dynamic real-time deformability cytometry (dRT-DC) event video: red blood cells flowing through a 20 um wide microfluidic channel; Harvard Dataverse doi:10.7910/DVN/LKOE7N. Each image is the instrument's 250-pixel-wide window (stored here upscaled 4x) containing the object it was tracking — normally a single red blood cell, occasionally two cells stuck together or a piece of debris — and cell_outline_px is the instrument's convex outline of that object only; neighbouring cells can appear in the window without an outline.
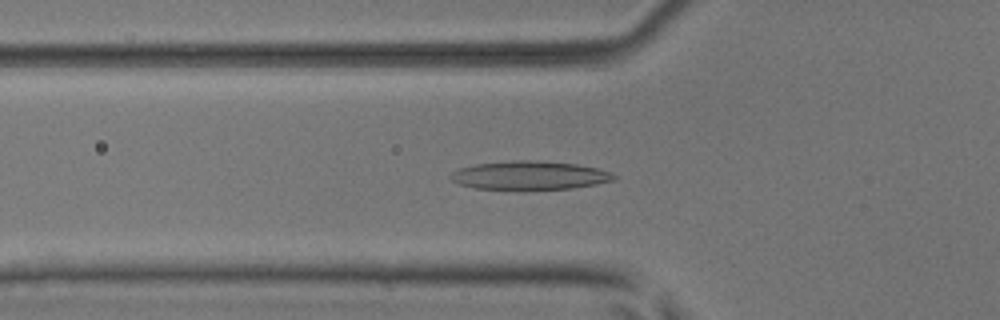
{"species": "common noctule bat (a hibernating species)", "species_latin": "Nyctalus noctula", "temperature_condition": "room temperature", "stored_images_in_passage": 50, "camera_frame_rate_fps": 3000, "um_per_image_px": 0.085, "animal": {"sex": "male", "body_mass_g": 17.9, "forearm_length_mm": 54.2}, "frame": {"image": 1, "passage_image": 17, "time_ms": 5.333, "image_size_px": [1000, 320], "cell_outline_px": [[616, 180], [596, 184], [572, 188], [476, 188], [460, 184], [452, 180], [448, 176], [452, 172], [460, 168], [476, 164], [516, 160], [532, 160], [576, 164], [596, 168], [608, 172], [616, 176]], "centroid_in_image_um": [45.01, 14.89], "position_along_channel_um": 80.8, "area_um2": 26.47}}
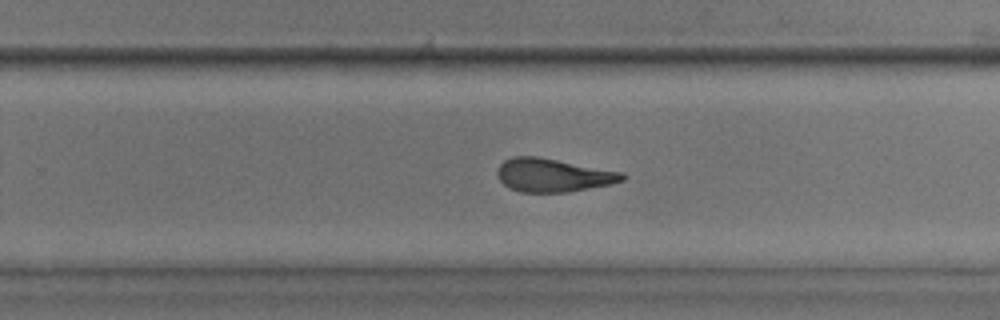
{"frame": {"image": 2, "passage_image": 32, "time_ms": 10.333, "image_size_px": [1000, 320], "cell_outline_px": [[628, 176], [624, 180], [612, 184], [568, 192], [520, 192], [508, 188], [496, 176], [496, 172], [500, 164], [504, 160], [512, 156], [536, 156], [624, 172]], "centroid_in_image_um": [47.01, 14.89], "position_along_channel_um": 282.8, "area_um2": 24.51}}
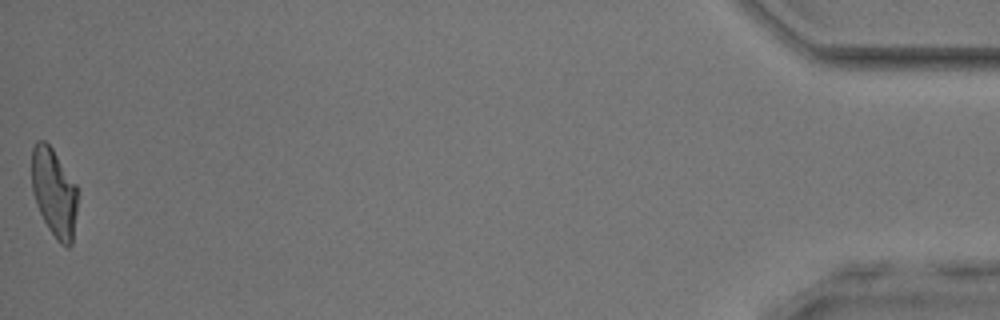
{"frame": {"image": 3, "passage_image": 50, "time_ms": 16.333, "image_size_px": [1000, 320], "cell_outline_px": [[80, 192], [72, 244], [68, 248], [60, 244], [56, 240], [48, 228], [36, 204], [32, 192], [32, 148], [36, 140], [44, 140], [52, 148], [76, 184]], "centroid_in_image_um": [4.63, 16.39], "position_along_channel_um": 430.6, "area_um2": 24.1}, "authors_computed_cell_mechanics": {"area_um2": 25.0852, "velocity_mm_per_s": 4.0445, "shape_relaxation_time_tau1_ms": 6.105, "shape_relaxation_time_tau2_ms": 2.1735, "deformation_change_tau1": 0.22, "deformation_change_tau2": 0.1089}}